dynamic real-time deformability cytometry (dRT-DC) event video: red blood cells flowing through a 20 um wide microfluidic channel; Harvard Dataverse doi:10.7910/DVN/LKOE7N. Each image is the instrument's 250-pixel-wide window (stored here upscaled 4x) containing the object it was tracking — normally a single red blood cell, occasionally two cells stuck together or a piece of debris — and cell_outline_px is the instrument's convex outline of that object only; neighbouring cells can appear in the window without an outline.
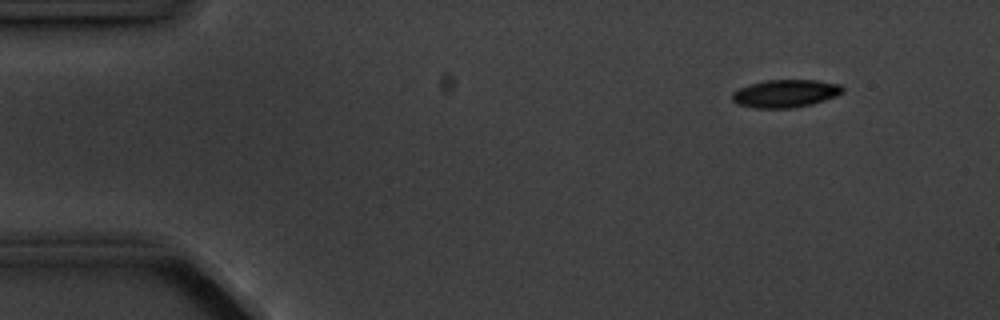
{"species": "common noctule bat (a hibernating species)", "species_latin": "Nyctalus noctula", "temperature_condition": "cold", "stored_images_in_passage": 7, "camera_frame_rate_fps": 3000, "um_per_image_px": 0.085, "animal": {"sex": "male", "body_mass_g": 20.1, "forearm_length_mm": 53.5}, "frame": {"image": 1, "passage_image": 2, "time_ms": 1.0, "image_size_px": [1000, 320], "cell_outline_px": [[844, 92], [836, 96], [812, 104], [792, 108], [752, 108], [736, 104], [732, 100], [732, 92], [740, 88], [752, 84], [768, 80], [816, 80], [840, 84], [844, 88]], "centroid_in_image_um": [66.77, 7.95], "position_along_channel_um": 18.2, "area_um2": 17.92}}